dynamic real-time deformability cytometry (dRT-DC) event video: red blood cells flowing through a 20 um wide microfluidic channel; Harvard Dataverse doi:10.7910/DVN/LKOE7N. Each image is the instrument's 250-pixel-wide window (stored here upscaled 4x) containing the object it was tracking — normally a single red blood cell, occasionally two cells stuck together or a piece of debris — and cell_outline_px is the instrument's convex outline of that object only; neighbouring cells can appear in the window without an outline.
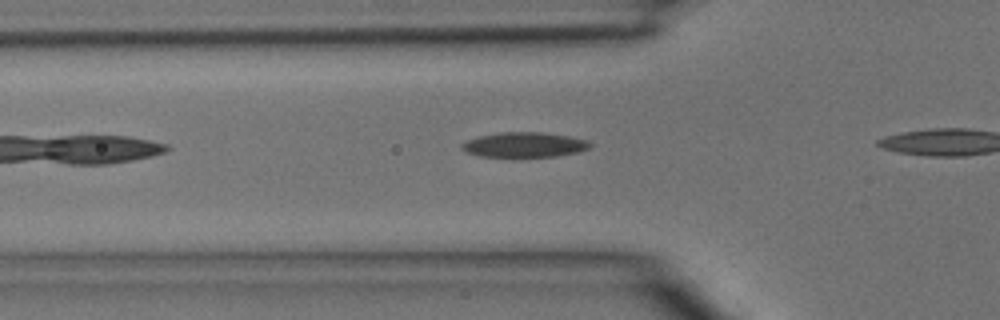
{"species": "common noctule bat (a hibernating species)", "species_latin": "Nyctalus noctula", "temperature_condition": "room temperature", "stored_images_in_passage": 3, "camera_frame_rate_fps": 3000, "um_per_image_px": 0.085, "animal": {"sex": "male", "body_mass_g": 15.6}, "frame": {"image": 1, "passage_image": 2, "time_ms": 0.333, "image_size_px": [1000, 320], "cell_outline_px": [[592, 144], [588, 148], [580, 152], [556, 156], [480, 156], [468, 152], [460, 148], [460, 144], [468, 140], [480, 136], [504, 132], [544, 132], [568, 136], [588, 140]], "centroid_in_image_um": [44.6, 12.3], "position_along_channel_um": 81.2, "area_um2": 18.44}}